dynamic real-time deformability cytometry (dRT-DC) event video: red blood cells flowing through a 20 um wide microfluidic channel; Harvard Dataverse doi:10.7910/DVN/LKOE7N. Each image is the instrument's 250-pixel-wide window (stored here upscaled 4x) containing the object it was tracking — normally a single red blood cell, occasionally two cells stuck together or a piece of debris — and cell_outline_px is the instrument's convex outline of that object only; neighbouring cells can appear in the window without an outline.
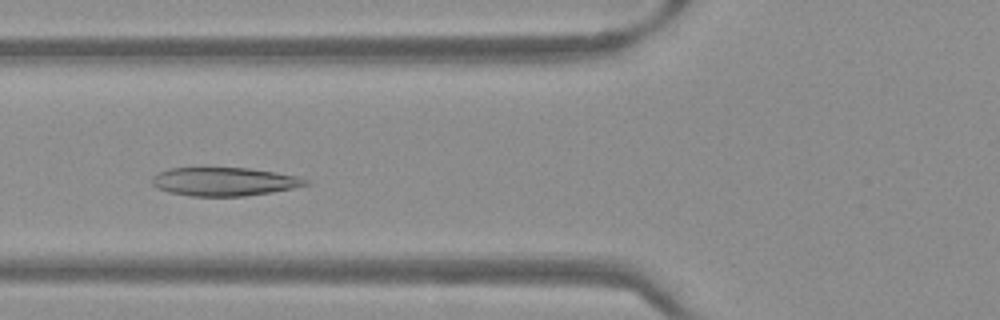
{"species": "Egyptian fruit bat (a non-hibernating species)", "species_latin": "Rousettus aegyptiacus", "temperature_condition": "warm", "stored_images_in_passage": 41, "camera_frame_rate_fps": 3000, "um_per_image_px": 0.085, "frame": {"image": 1, "passage_image": 14, "time_ms": 4.333, "image_size_px": [1000, 320], "cell_outline_px": [[312, 184], [272, 192], [244, 196], [192, 196], [168, 192], [156, 188], [152, 184], [152, 176], [160, 172], [172, 168], [248, 168], [276, 172], [296, 176], [308, 180]], "centroid_in_image_um": [19.06, 15.44], "position_along_channel_um": 106.7, "area_um2": 25.43}}
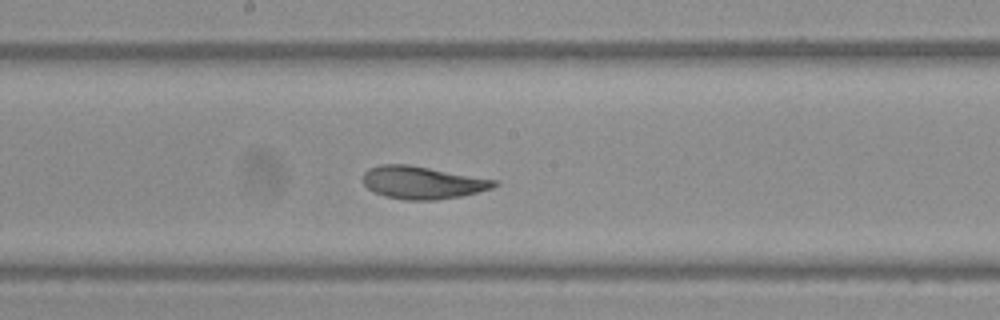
{"frame": {"image": 2, "passage_image": 22, "time_ms": 7.0, "image_size_px": [1000, 320], "cell_outline_px": [[500, 184], [492, 188], [460, 196], [436, 200], [404, 200], [384, 196], [368, 188], [364, 184], [364, 172], [368, 168], [380, 164], [408, 164], [496, 180]], "centroid_in_image_um": [35.89, 15.51], "position_along_channel_um": 212.3, "area_um2": 24.8}}
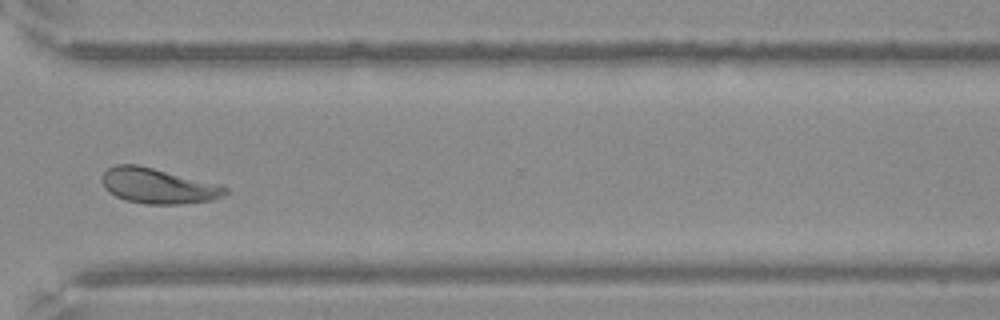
{"frame": {"image": 3, "passage_image": 33, "time_ms": 10.667, "image_size_px": [1000, 320], "cell_outline_px": [[228, 192], [224, 196], [212, 200], [180, 204], [144, 204], [128, 200], [116, 196], [108, 192], [104, 188], [100, 180], [104, 172], [108, 168], [116, 164], [136, 164], [224, 184], [228, 188]], "centroid_in_image_um": [13.47, 15.79], "position_along_channel_um": 357.1, "area_um2": 25.78}}